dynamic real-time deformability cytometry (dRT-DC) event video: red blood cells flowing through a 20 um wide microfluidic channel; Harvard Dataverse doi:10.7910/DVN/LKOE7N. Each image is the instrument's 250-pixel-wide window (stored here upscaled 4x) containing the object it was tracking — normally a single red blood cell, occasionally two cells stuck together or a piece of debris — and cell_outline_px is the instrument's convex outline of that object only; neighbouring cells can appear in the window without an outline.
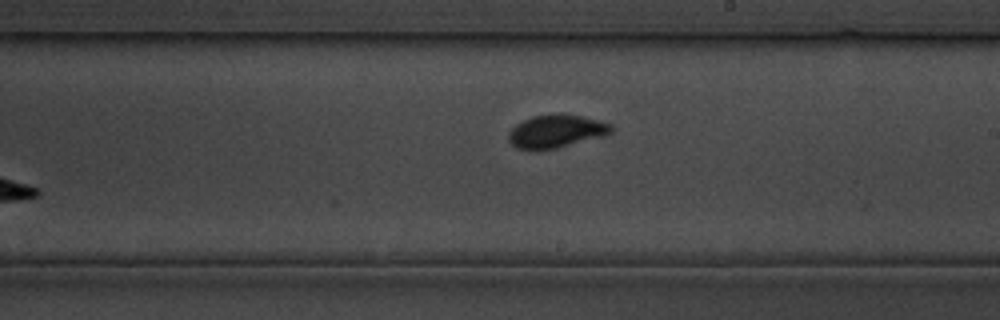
{"species": "common noctule bat (a hibernating species)", "species_latin": "Nyctalus noctula", "temperature_condition": "cold", "stored_images_in_passage": 17, "camera_frame_rate_fps": 3000, "um_per_image_px": 0.085, "animal": {"sex": "male", "body_mass_g": 19.5, "forearm_length_mm": 54.6}, "frame": {"image": 1, "passage_image": 17, "time_ms": 20.333, "image_size_px": [1000, 320], "cell_outline_px": [[612, 132], [604, 136], [556, 148], [536, 152], [528, 152], [516, 148], [508, 140], [508, 132], [516, 124], [532, 116], [580, 116], [612, 124]], "centroid_in_image_um": [47.21, 11.23], "position_along_channel_um": 241.8, "area_um2": 19.54}}